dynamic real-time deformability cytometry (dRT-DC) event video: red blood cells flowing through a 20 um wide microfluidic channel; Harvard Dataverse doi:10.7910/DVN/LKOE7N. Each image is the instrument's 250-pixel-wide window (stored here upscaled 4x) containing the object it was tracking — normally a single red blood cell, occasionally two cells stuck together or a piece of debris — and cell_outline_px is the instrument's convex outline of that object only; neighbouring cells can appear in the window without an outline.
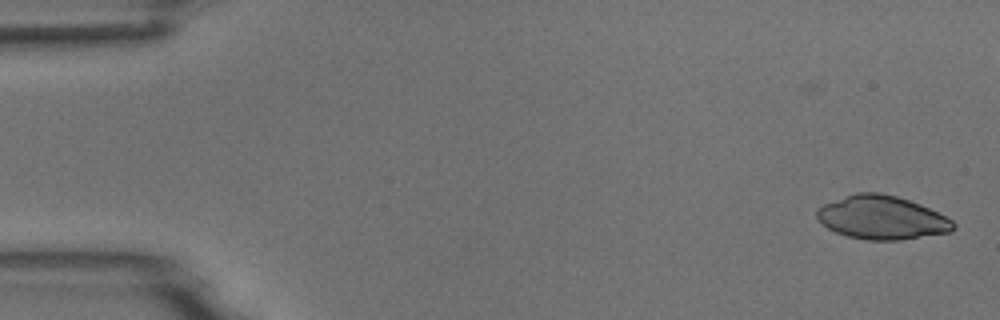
{"species": "common noctule bat (a hibernating species)", "species_latin": "Nyctalus noctula", "temperature_condition": "room temperature", "stored_images_in_passage": 4, "camera_frame_rate_fps": 3000, "um_per_image_px": 0.085, "animal": {"sex": "male", "body_mass_g": 18.8}, "frame": {"image": 1, "passage_image": 1, "time_ms": 0.0, "image_size_px": [1000, 320], "cell_outline_px": [[956, 228], [952, 232], [900, 240], [868, 240], [848, 236], [836, 232], [828, 228], [816, 216], [816, 208], [824, 204], [856, 192], [880, 192], [896, 196], [920, 204], [952, 220], [956, 224]], "centroid_in_image_um": [74.97, 18.5], "position_along_channel_um": 10.0, "area_um2": 34.51}}